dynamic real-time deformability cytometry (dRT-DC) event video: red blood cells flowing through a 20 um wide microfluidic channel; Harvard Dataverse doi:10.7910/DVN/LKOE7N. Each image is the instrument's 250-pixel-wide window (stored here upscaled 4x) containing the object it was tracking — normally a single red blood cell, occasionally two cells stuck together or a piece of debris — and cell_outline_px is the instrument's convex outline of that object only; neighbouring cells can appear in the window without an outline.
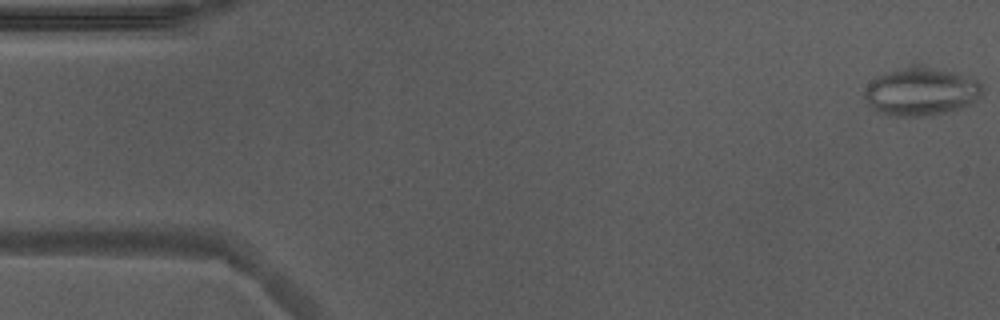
{"species": "Egyptian fruit bat (a non-hibernating species)", "species_latin": "Rousettus aegyptiacus", "temperature_condition": "warm", "stored_images_in_passage": 52, "camera_frame_rate_fps": 3000, "um_per_image_px": 0.085, "animal": {"sex": "male"}, "frame": {"image": 1, "passage_image": 1, "time_ms": 0.0, "image_size_px": [1000, 320], "cell_outline_px": [[980, 96], [976, 100], [960, 108], [928, 116], [888, 116], [872, 108], [868, 104], [864, 96], [864, 88], [876, 76], [888, 72], [904, 68], [932, 68], [976, 76], [980, 84]], "centroid_in_image_um": [78.28, 7.81], "position_along_channel_um": 6.7, "area_um2": 32.6}}
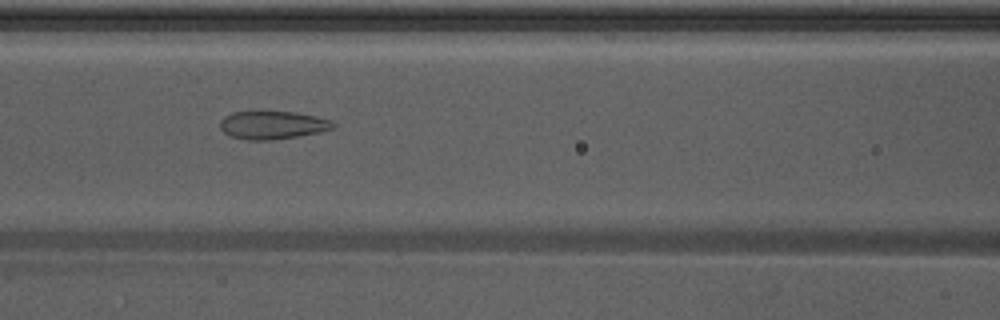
{"frame": {"image": 2, "passage_image": 22, "time_ms": 7.0, "image_size_px": [1000, 320], "cell_outline_px": [[336, 128], [320, 132], [272, 140], [244, 140], [232, 136], [224, 132], [220, 128], [220, 120], [224, 116], [232, 112], [296, 112], [316, 116], [332, 120], [336, 124]], "centroid_in_image_um": [23.19, 10.63], "position_along_channel_um": 143.4, "area_um2": 18.55}}
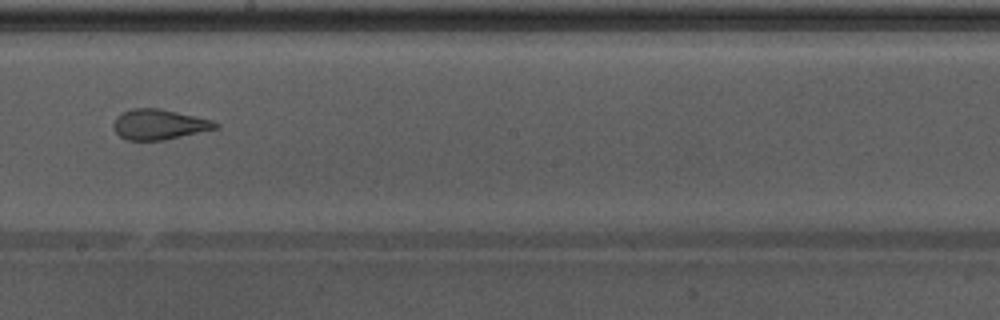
{"frame": {"image": 3, "passage_image": 29, "time_ms": 9.333, "image_size_px": [1000, 320], "cell_outline_px": [[220, 128], [164, 140], [128, 140], [120, 136], [116, 132], [112, 124], [116, 116], [120, 112], [132, 108], [160, 108], [212, 120], [220, 124]], "centroid_in_image_um": [13.52, 10.57], "position_along_channel_um": 234.7, "area_um2": 18.15}, "authors_computed_cell_mechanics": {"area_um2": 21.0681, "velocity_mm_per_s": 3.9169, "shape_relaxation_time_tau1_ms": 7.8916, "shape_relaxation_time_tau2_ms": 1.274, "deformation_change_tau1": 0.1892, "deformation_change_tau2": 0.0885}}